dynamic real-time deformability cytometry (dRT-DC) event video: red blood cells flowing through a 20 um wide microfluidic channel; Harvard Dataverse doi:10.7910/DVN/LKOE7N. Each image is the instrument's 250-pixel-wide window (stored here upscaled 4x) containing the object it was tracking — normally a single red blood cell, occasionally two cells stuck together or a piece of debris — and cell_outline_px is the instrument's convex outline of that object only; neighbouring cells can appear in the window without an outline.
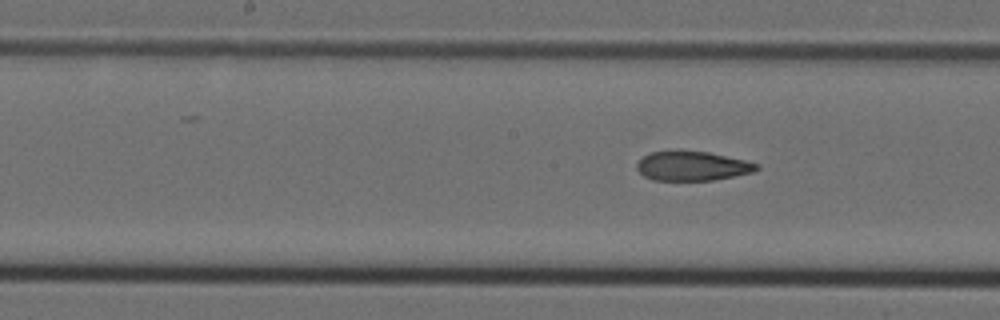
{"species": "Egyptian fruit bat (a non-hibernating species)", "species_latin": "Rousettus aegyptiacus", "temperature_condition": "cold", "stored_images_in_passage": 8, "segment_of_instrument_passage": [2, 2], "camera_frame_rate_fps": 3000, "um_per_image_px": 0.085, "animal": {"sex": "female"}, "frame": {"image": 1, "passage_image": 8, "time_ms": 2.333, "image_size_px": [1000, 320], "cell_outline_px": [[760, 168], [752, 172], [712, 180], [652, 180], [644, 176], [636, 168], [636, 164], [644, 156], [652, 152], [676, 148], [680, 148], [708, 152], [744, 160], [760, 164]], "centroid_in_image_um": [58.8, 14.07], "position_along_channel_um": 189.4, "area_um2": 20.87}}